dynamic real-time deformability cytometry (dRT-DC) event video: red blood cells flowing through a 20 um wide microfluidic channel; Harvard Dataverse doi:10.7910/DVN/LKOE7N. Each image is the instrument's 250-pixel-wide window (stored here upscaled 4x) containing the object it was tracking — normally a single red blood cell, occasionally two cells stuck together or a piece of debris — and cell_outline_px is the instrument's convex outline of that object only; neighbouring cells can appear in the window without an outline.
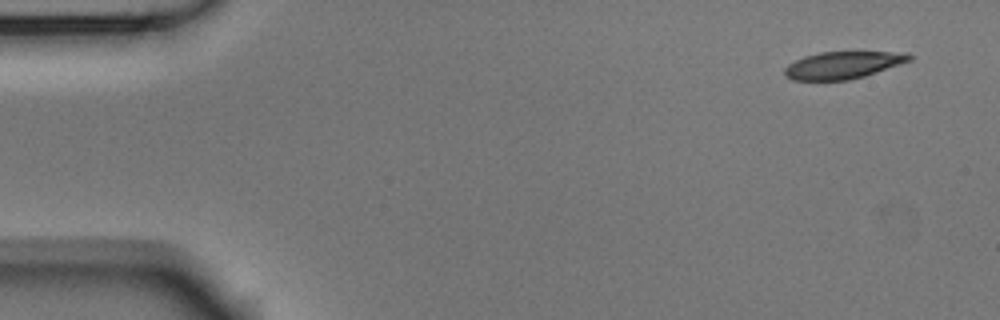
{"species": "Egyptian fruit bat (a non-hibernating species)", "species_latin": "Rousettus aegyptiacus", "temperature_condition": "room temperature", "stored_images_in_passage": 8, "camera_frame_rate_fps": 3000, "um_per_image_px": 0.085, "animal": {"sex": "male"}, "frame": {"image": 1, "passage_image": 1, "time_ms": 0.0, "image_size_px": [1000, 320], "cell_outline_px": [[916, 56], [912, 60], [864, 76], [848, 80], [792, 80], [784, 76], [784, 68], [788, 64], [804, 56], [820, 52], [908, 52]], "centroid_in_image_um": [71.67, 5.53], "position_along_channel_um": 13.3, "area_um2": 19.88}}
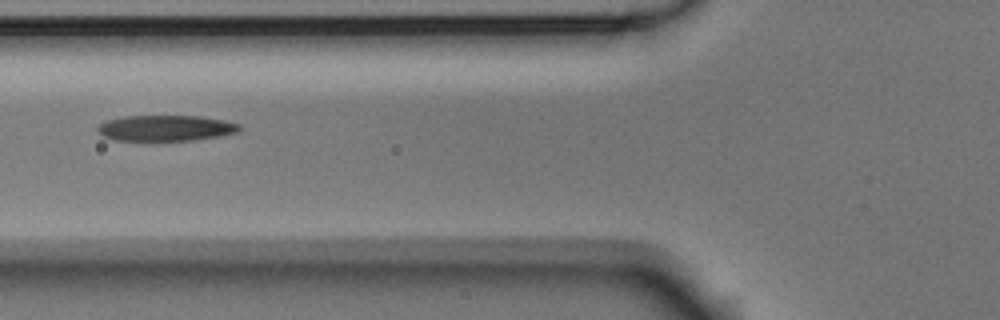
{"frame": {"image": 2, "passage_image": 5, "time_ms": 1.333, "image_size_px": [1000, 320], "cell_outline_px": [[244, 128], [236, 132], [220, 136], [196, 140], [112, 140], [96, 132], [96, 128], [100, 124], [108, 120], [124, 116], [200, 116], [240, 124]], "centroid_in_image_um": [14.08, 10.89], "position_along_channel_um": 111.7, "area_um2": 21.27}}
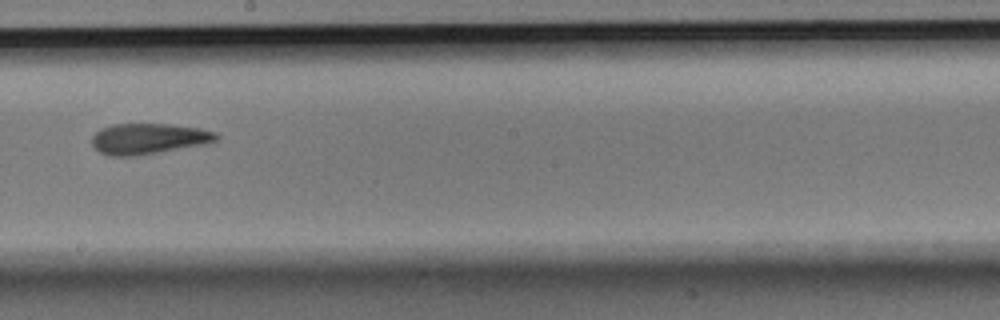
{"frame": {"image": 3, "passage_image": 8, "time_ms": 2.333, "image_size_px": [1000, 320], "cell_outline_px": [[220, 140], [204, 144], [132, 156], [112, 156], [100, 152], [92, 144], [92, 136], [100, 128], [112, 124], [168, 124], [200, 128], [216, 132], [220, 136]], "centroid_in_image_um": [12.64, 11.77], "position_along_channel_um": 235.6, "area_um2": 22.14}}